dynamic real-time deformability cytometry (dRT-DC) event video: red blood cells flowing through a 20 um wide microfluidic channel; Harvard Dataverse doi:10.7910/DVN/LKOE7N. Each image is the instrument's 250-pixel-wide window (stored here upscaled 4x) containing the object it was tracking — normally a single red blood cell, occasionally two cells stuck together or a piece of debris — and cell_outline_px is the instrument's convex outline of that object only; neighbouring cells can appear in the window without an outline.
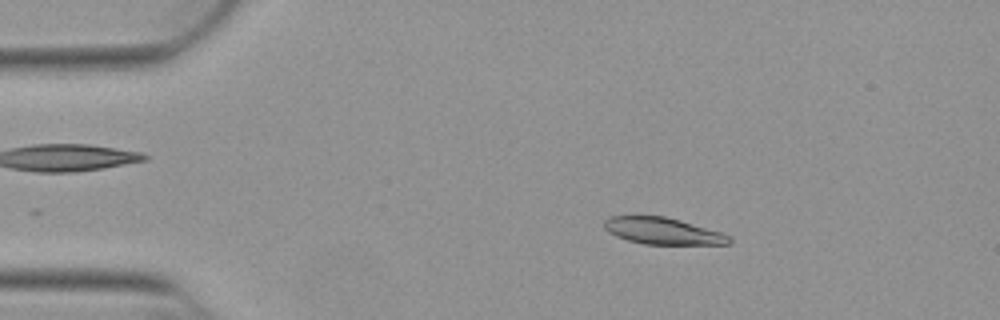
{"species": "Egyptian fruit bat (a non-hibernating species)", "species_latin": "Rousettus aegyptiacus", "temperature_condition": "warm", "stored_images_in_passage": 45, "camera_frame_rate_fps": 3000, "um_per_image_px": 0.085, "animal": {"sex": "female"}, "frame": {"image": 1, "passage_image": 2, "time_ms": 0.333, "image_size_px": [1000, 320], "cell_outline_px": [[732, 244], [644, 244], [628, 240], [616, 236], [608, 232], [604, 228], [604, 220], [608, 216], [664, 216], [680, 220], [720, 232], [728, 236], [732, 240]], "centroid_in_image_um": [56.3, 19.63], "position_along_channel_um": 28.7, "area_um2": 19.31}}
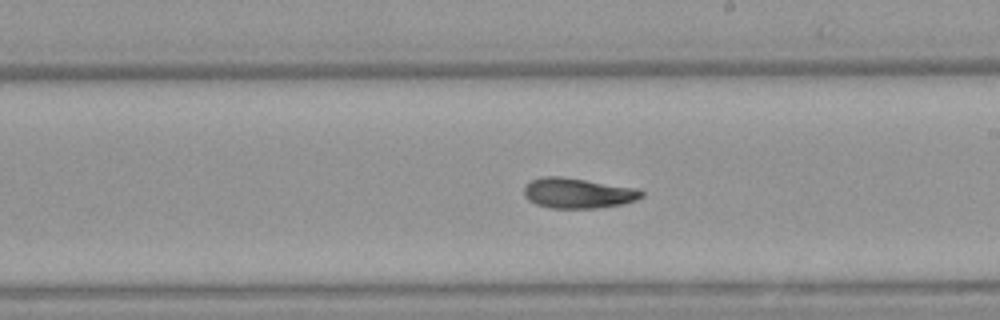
{"frame": {"image": 2, "passage_image": 23, "time_ms": 7.333, "image_size_px": [1000, 320], "cell_outline_px": [[644, 196], [636, 200], [624, 204], [596, 208], [552, 208], [536, 204], [528, 200], [524, 196], [524, 188], [532, 180], [540, 176], [564, 176], [640, 188], [644, 192]], "centroid_in_image_um": [49.17, 16.4], "position_along_channel_um": 239.8, "area_um2": 21.1}}
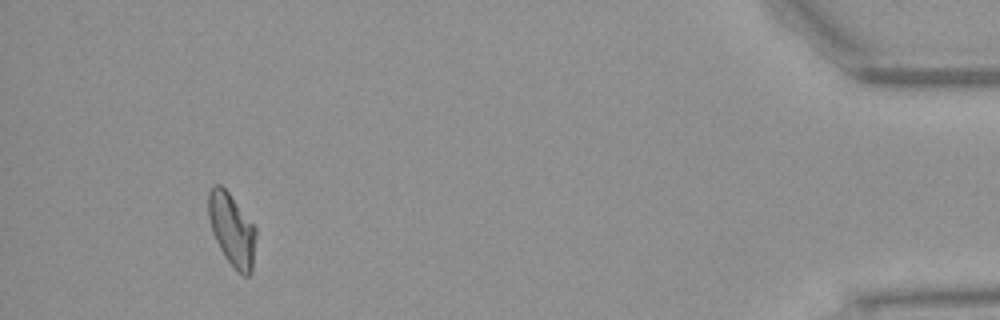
{"frame": {"image": 3, "passage_image": 42, "time_ms": 13.667, "image_size_px": [1000, 320], "cell_outline_px": [[256, 236], [252, 272], [248, 276], [244, 276], [236, 272], [224, 256], [212, 232], [208, 216], [208, 192], [216, 184], [220, 184], [228, 192], [256, 228]], "centroid_in_image_um": [19.71, 19.56], "position_along_channel_um": 415.5, "area_um2": 20.06}, "authors_computed_cell_mechanics": {"area_um2": 20.519, "velocity_mm_per_s": 3.8712, "shape_relaxation_time_tau1_ms": 5.2124, "shape_relaxation_time_tau2_ms": 7.6668, "deformation_change_tau1": 0.1909, "deformation_change_tau2": 0.1308}}